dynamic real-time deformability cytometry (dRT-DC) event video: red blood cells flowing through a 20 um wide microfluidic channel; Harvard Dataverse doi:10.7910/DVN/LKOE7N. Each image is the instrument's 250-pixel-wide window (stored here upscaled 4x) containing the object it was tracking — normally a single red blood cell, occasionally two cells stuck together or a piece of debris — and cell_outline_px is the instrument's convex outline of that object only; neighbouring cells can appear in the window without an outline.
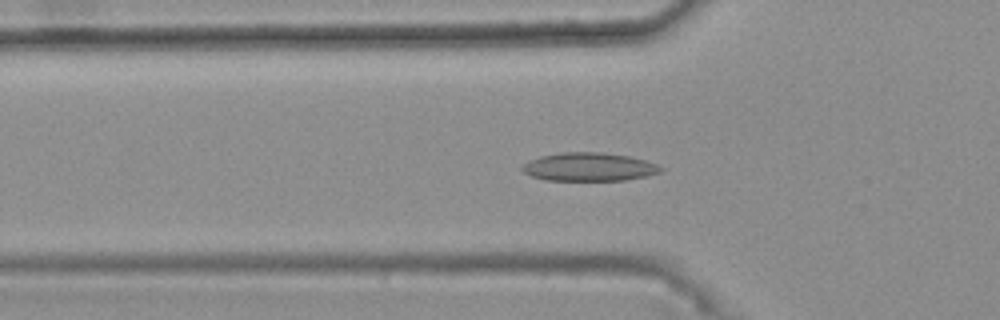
{"species": "common noctule bat (a hibernating species)", "species_latin": "Nyctalus noctula", "temperature_condition": "warm", "stored_images_in_passage": 46, "camera_frame_rate_fps": 3000, "um_per_image_px": 0.085, "animal": {"sex": "female", "body_mass_g": 25.1}, "frame": {"image": 1, "passage_image": 18, "time_ms": 5.667, "image_size_px": [1000, 320], "cell_outline_px": [[664, 168], [660, 172], [644, 176], [624, 180], [544, 180], [532, 176], [524, 172], [520, 168], [528, 160], [540, 156], [560, 152], [600, 152], [628, 156], [644, 160], [656, 164]], "centroid_in_image_um": [50.02, 14.18], "position_along_channel_um": 75.8, "area_um2": 22.77}}
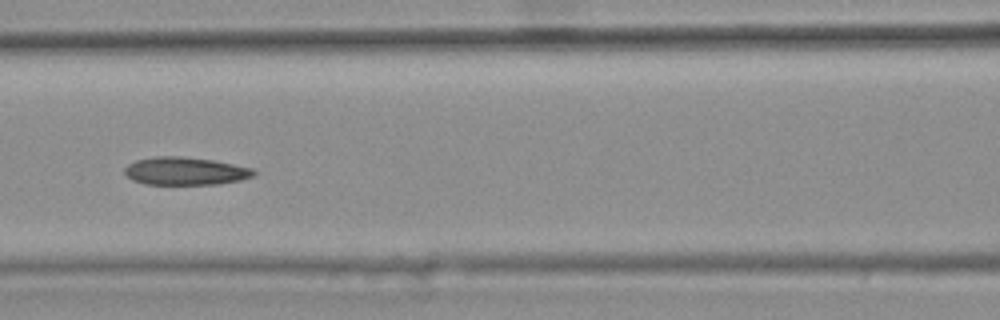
{"frame": {"image": 2, "passage_image": 24, "time_ms": 7.667, "image_size_px": [1000, 320], "cell_outline_px": [[256, 172], [252, 176], [240, 180], [216, 184], [148, 184], [132, 180], [124, 172], [124, 168], [128, 164], [136, 160], [156, 156], [180, 156], [212, 160], [252, 168]], "centroid_in_image_um": [15.72, 14.54], "position_along_channel_um": 150.9, "area_um2": 20.75}}
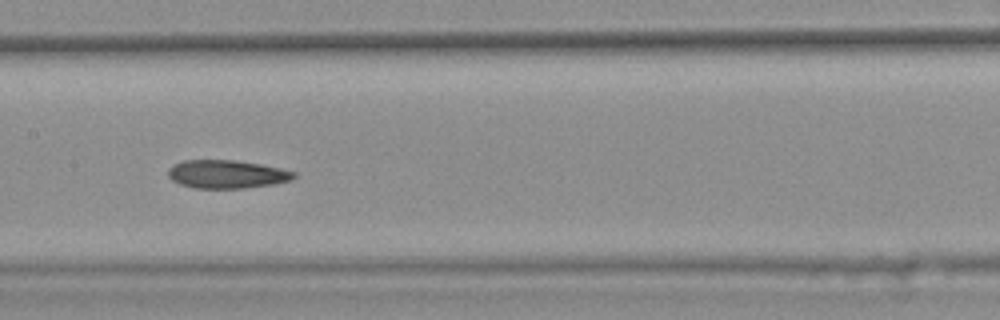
{"frame": {"image": 3, "passage_image": 27, "time_ms": 8.667, "image_size_px": [1000, 320], "cell_outline_px": [[296, 176], [292, 180], [272, 184], [244, 188], [196, 188], [180, 184], [172, 180], [168, 176], [168, 168], [172, 164], [184, 160], [236, 160], [260, 164], [280, 168], [296, 172]], "centroid_in_image_um": [19.26, 14.8], "position_along_channel_um": 188.1, "area_um2": 20.75}, "authors_computed_cell_mechanics": {"area_um2": 21.5883, "velocity_mm_per_s": 3.7395, "shape_relaxation_time_tau1_ms": null, "shape_relaxation_time_tau2_ms": 7.4149, "deformation_change_tau1": null, "deformation_change_tau2": 0.1261}}